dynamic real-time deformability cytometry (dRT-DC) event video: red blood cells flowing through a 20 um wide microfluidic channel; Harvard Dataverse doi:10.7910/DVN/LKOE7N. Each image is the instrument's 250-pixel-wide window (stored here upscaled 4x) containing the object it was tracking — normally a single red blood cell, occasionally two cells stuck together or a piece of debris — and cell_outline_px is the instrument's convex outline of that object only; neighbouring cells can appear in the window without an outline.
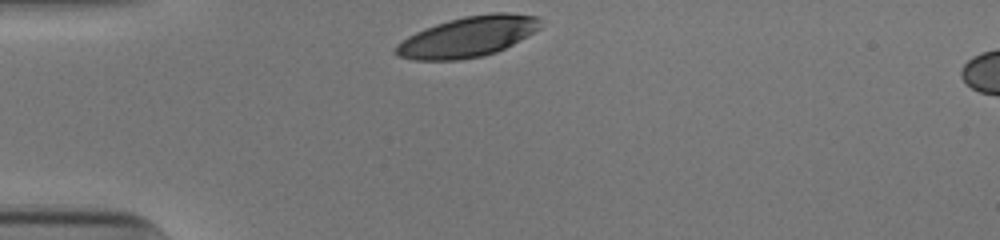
{"species": "human", "species_latin": "Homo sapiens", "temperature_condition": "cold", "stored_images_in_passage": 29, "camera_frame_rate_fps": 3000, "um_per_image_px": 0.085, "donor": {"sex": "male"}, "frame": {"image": 1, "passage_image": 1, "time_ms": 0.0, "image_size_px": [1000, 240], "cell_outline_px": [[540, 28], [520, 40], [496, 52], [484, 56], [456, 60], [412, 60], [400, 56], [392, 52], [396, 44], [408, 36], [424, 28], [448, 20], [464, 16], [492, 12], [508, 12], [540, 16]], "centroid_in_image_um": [39.75, 3.11], "position_along_channel_um": 45.2, "area_um2": 34.28}}
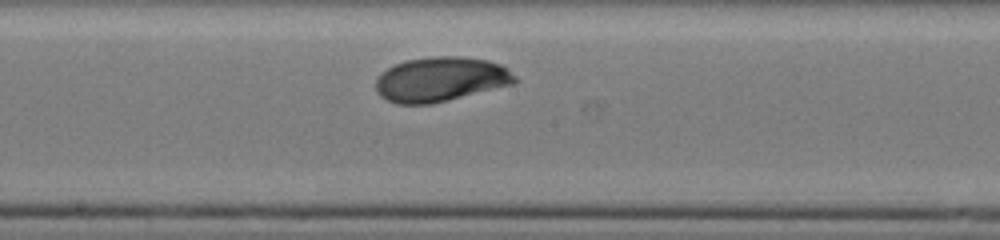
{"frame": {"image": 2, "passage_image": 16, "time_ms": 5.0, "image_size_px": [1000, 240], "cell_outline_px": [[516, 84], [432, 104], [396, 104], [380, 96], [376, 92], [376, 80], [380, 72], [396, 64], [408, 60], [436, 56], [460, 56], [488, 60], [500, 64], [508, 68], [516, 76]], "centroid_in_image_um": [37.48, 6.75], "position_along_channel_um": 210.7, "area_um2": 36.41}}
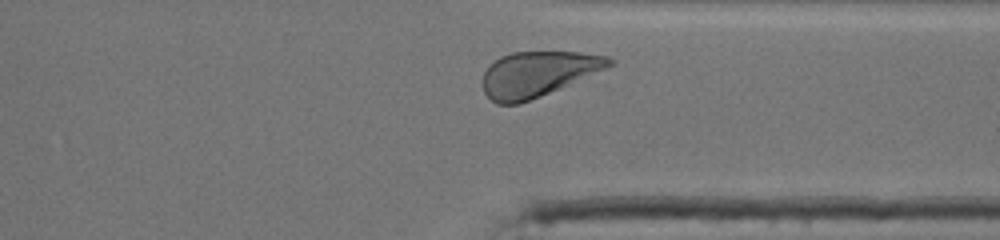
{"frame": {"image": 3, "passage_image": 28, "time_ms": 9.0, "image_size_px": [1000, 240], "cell_outline_px": [[616, 64], [540, 96], [520, 104], [496, 104], [484, 92], [484, 72], [500, 56], [512, 52], [580, 52], [608, 56], [616, 60]], "centroid_in_image_um": [45.75, 6.28], "position_along_channel_um": 365.7, "area_um2": 33.0}, "authors_computed_cell_mechanics": {"area_um2": 35.0846, "velocity_mm_per_s": 3.8533, "shape_relaxation_time_tau1_ms": 1.9244, "shape_relaxation_time_tau2_ms": null, "deformation_change_tau1": 0.1217, "deformation_change_tau2": null}}